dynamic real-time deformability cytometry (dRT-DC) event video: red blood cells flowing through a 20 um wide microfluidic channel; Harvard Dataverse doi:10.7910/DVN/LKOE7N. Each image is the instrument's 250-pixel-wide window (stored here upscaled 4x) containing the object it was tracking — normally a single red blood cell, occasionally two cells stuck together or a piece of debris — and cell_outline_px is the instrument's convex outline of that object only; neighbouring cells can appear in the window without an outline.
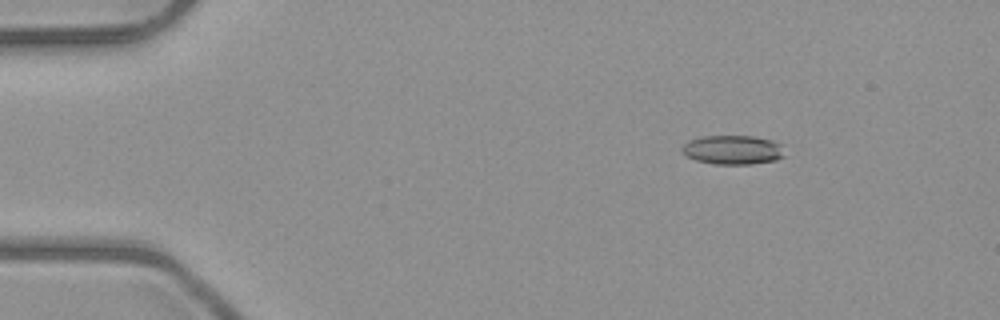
{"species": "common noctule bat (a hibernating species)", "species_latin": "Nyctalus noctula", "temperature_condition": "room temperature", "stored_images_in_passage": 5, "camera_frame_rate_fps": 3000, "um_per_image_px": 0.085, "animal": {"sex": "male", "body_mass_g": 23.1, "forearm_length_mm": 52.7}, "frame": {"image": 1, "passage_image": 2, "time_ms": 1.0, "image_size_px": [1000, 320], "cell_outline_px": [[784, 156], [776, 160], [752, 164], [716, 164], [696, 160], [688, 156], [680, 148], [688, 140], [700, 136], [756, 136], [772, 140], [780, 144]], "centroid_in_image_um": [62.28, 12.73], "position_along_channel_um": 22.7, "area_um2": 17.4}}
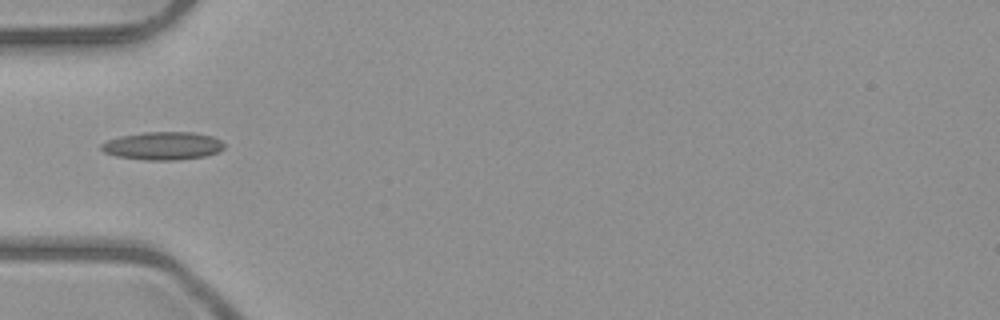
{"frame": {"image": 2, "passage_image": 5, "time_ms": 4.333, "image_size_px": [1000, 320], "cell_outline_px": [[224, 148], [216, 152], [204, 156], [172, 160], [144, 160], [116, 156], [104, 152], [100, 148], [100, 144], [108, 140], [120, 136], [144, 132], [192, 132], [212, 136], [220, 140], [224, 144]], "centroid_in_image_um": [13.8, 12.39], "position_along_channel_um": 71.2, "area_um2": 19.94}}